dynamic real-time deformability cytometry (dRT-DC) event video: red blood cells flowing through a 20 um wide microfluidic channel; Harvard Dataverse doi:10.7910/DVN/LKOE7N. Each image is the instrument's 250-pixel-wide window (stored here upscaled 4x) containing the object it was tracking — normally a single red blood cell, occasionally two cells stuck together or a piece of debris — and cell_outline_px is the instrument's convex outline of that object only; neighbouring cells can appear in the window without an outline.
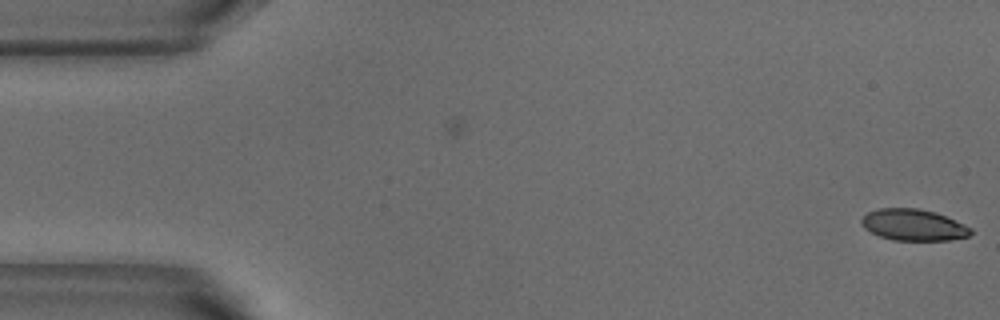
{"species": "common noctule bat (a hibernating species)", "species_latin": "Nyctalus noctula", "temperature_condition": "warm", "stored_images_in_passage": 5, "camera_frame_rate_fps": 3000, "um_per_image_px": 0.085, "animal": {"sex": "male", "body_mass_g": 18.8}, "frame": {"image": 1, "passage_image": 5, "time_ms": 1.333, "image_size_px": [1000, 320], "cell_outline_px": [[972, 232], [968, 236], [948, 240], [892, 240], [880, 236], [864, 228], [860, 224], [860, 220], [868, 212], [880, 208], [920, 208], [936, 212], [964, 224], [972, 228]], "centroid_in_image_um": [77.63, 19.11], "position_along_channel_um": 7.4, "area_um2": 20.0}}